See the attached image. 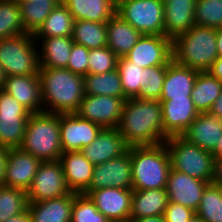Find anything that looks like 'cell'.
<instances>
[{
    "label": "cell",
    "instance_id": "1",
    "mask_svg": "<svg viewBox=\"0 0 222 222\" xmlns=\"http://www.w3.org/2000/svg\"><path fill=\"white\" fill-rule=\"evenodd\" d=\"M117 129L129 147L155 146L170 137L164 131L162 106L158 100L127 99Z\"/></svg>",
    "mask_w": 222,
    "mask_h": 222
},
{
    "label": "cell",
    "instance_id": "2",
    "mask_svg": "<svg viewBox=\"0 0 222 222\" xmlns=\"http://www.w3.org/2000/svg\"><path fill=\"white\" fill-rule=\"evenodd\" d=\"M38 75L44 112H77L85 95L83 76L66 68H40Z\"/></svg>",
    "mask_w": 222,
    "mask_h": 222
},
{
    "label": "cell",
    "instance_id": "3",
    "mask_svg": "<svg viewBox=\"0 0 222 222\" xmlns=\"http://www.w3.org/2000/svg\"><path fill=\"white\" fill-rule=\"evenodd\" d=\"M217 57L214 28L194 25L172 40V60L181 66L206 72Z\"/></svg>",
    "mask_w": 222,
    "mask_h": 222
},
{
    "label": "cell",
    "instance_id": "4",
    "mask_svg": "<svg viewBox=\"0 0 222 222\" xmlns=\"http://www.w3.org/2000/svg\"><path fill=\"white\" fill-rule=\"evenodd\" d=\"M132 189H166L171 168L165 143L155 146H131Z\"/></svg>",
    "mask_w": 222,
    "mask_h": 222
},
{
    "label": "cell",
    "instance_id": "5",
    "mask_svg": "<svg viewBox=\"0 0 222 222\" xmlns=\"http://www.w3.org/2000/svg\"><path fill=\"white\" fill-rule=\"evenodd\" d=\"M59 122L60 114L44 111L30 114L19 148L41 161L59 160L63 153Z\"/></svg>",
    "mask_w": 222,
    "mask_h": 222
},
{
    "label": "cell",
    "instance_id": "6",
    "mask_svg": "<svg viewBox=\"0 0 222 222\" xmlns=\"http://www.w3.org/2000/svg\"><path fill=\"white\" fill-rule=\"evenodd\" d=\"M164 143L169 152L172 169L212 183L214 177L212 152L189 142L182 135L170 136Z\"/></svg>",
    "mask_w": 222,
    "mask_h": 222
},
{
    "label": "cell",
    "instance_id": "7",
    "mask_svg": "<svg viewBox=\"0 0 222 222\" xmlns=\"http://www.w3.org/2000/svg\"><path fill=\"white\" fill-rule=\"evenodd\" d=\"M0 66L6 77L38 75L39 49L33 34L22 33L1 39Z\"/></svg>",
    "mask_w": 222,
    "mask_h": 222
},
{
    "label": "cell",
    "instance_id": "8",
    "mask_svg": "<svg viewBox=\"0 0 222 222\" xmlns=\"http://www.w3.org/2000/svg\"><path fill=\"white\" fill-rule=\"evenodd\" d=\"M116 13L142 35H164V1L131 0L116 9Z\"/></svg>",
    "mask_w": 222,
    "mask_h": 222
},
{
    "label": "cell",
    "instance_id": "9",
    "mask_svg": "<svg viewBox=\"0 0 222 222\" xmlns=\"http://www.w3.org/2000/svg\"><path fill=\"white\" fill-rule=\"evenodd\" d=\"M71 193L59 160L42 161L31 186L26 191L28 202H39Z\"/></svg>",
    "mask_w": 222,
    "mask_h": 222
},
{
    "label": "cell",
    "instance_id": "10",
    "mask_svg": "<svg viewBox=\"0 0 222 222\" xmlns=\"http://www.w3.org/2000/svg\"><path fill=\"white\" fill-rule=\"evenodd\" d=\"M126 100L113 96L84 95L76 114L103 129L117 128Z\"/></svg>",
    "mask_w": 222,
    "mask_h": 222
},
{
    "label": "cell",
    "instance_id": "11",
    "mask_svg": "<svg viewBox=\"0 0 222 222\" xmlns=\"http://www.w3.org/2000/svg\"><path fill=\"white\" fill-rule=\"evenodd\" d=\"M107 187L132 189L130 147L124 154L94 166L91 183L83 194Z\"/></svg>",
    "mask_w": 222,
    "mask_h": 222
},
{
    "label": "cell",
    "instance_id": "12",
    "mask_svg": "<svg viewBox=\"0 0 222 222\" xmlns=\"http://www.w3.org/2000/svg\"><path fill=\"white\" fill-rule=\"evenodd\" d=\"M126 57L143 69L172 61V40L164 35H142Z\"/></svg>",
    "mask_w": 222,
    "mask_h": 222
},
{
    "label": "cell",
    "instance_id": "13",
    "mask_svg": "<svg viewBox=\"0 0 222 222\" xmlns=\"http://www.w3.org/2000/svg\"><path fill=\"white\" fill-rule=\"evenodd\" d=\"M60 142L63 152L80 151L90 144L103 129L76 113L60 114Z\"/></svg>",
    "mask_w": 222,
    "mask_h": 222
},
{
    "label": "cell",
    "instance_id": "14",
    "mask_svg": "<svg viewBox=\"0 0 222 222\" xmlns=\"http://www.w3.org/2000/svg\"><path fill=\"white\" fill-rule=\"evenodd\" d=\"M86 195L111 222H128L131 213L133 189L107 187L89 190Z\"/></svg>",
    "mask_w": 222,
    "mask_h": 222
},
{
    "label": "cell",
    "instance_id": "15",
    "mask_svg": "<svg viewBox=\"0 0 222 222\" xmlns=\"http://www.w3.org/2000/svg\"><path fill=\"white\" fill-rule=\"evenodd\" d=\"M208 184L209 182L192 178L170 168L166 184L169 202L179 203L196 211Z\"/></svg>",
    "mask_w": 222,
    "mask_h": 222
},
{
    "label": "cell",
    "instance_id": "16",
    "mask_svg": "<svg viewBox=\"0 0 222 222\" xmlns=\"http://www.w3.org/2000/svg\"><path fill=\"white\" fill-rule=\"evenodd\" d=\"M41 162L20 148L9 149L4 186L27 191Z\"/></svg>",
    "mask_w": 222,
    "mask_h": 222
},
{
    "label": "cell",
    "instance_id": "17",
    "mask_svg": "<svg viewBox=\"0 0 222 222\" xmlns=\"http://www.w3.org/2000/svg\"><path fill=\"white\" fill-rule=\"evenodd\" d=\"M129 146L117 128H104L98 136L80 152L85 158L97 166L124 154Z\"/></svg>",
    "mask_w": 222,
    "mask_h": 222
},
{
    "label": "cell",
    "instance_id": "18",
    "mask_svg": "<svg viewBox=\"0 0 222 222\" xmlns=\"http://www.w3.org/2000/svg\"><path fill=\"white\" fill-rule=\"evenodd\" d=\"M164 131L169 136L183 135L199 115L192 98L159 100Z\"/></svg>",
    "mask_w": 222,
    "mask_h": 222
},
{
    "label": "cell",
    "instance_id": "19",
    "mask_svg": "<svg viewBox=\"0 0 222 222\" xmlns=\"http://www.w3.org/2000/svg\"><path fill=\"white\" fill-rule=\"evenodd\" d=\"M2 90L14 97L31 114L43 112L39 75L8 76Z\"/></svg>",
    "mask_w": 222,
    "mask_h": 222
},
{
    "label": "cell",
    "instance_id": "20",
    "mask_svg": "<svg viewBox=\"0 0 222 222\" xmlns=\"http://www.w3.org/2000/svg\"><path fill=\"white\" fill-rule=\"evenodd\" d=\"M196 1H164V36L173 40L195 25Z\"/></svg>",
    "mask_w": 222,
    "mask_h": 222
},
{
    "label": "cell",
    "instance_id": "21",
    "mask_svg": "<svg viewBox=\"0 0 222 222\" xmlns=\"http://www.w3.org/2000/svg\"><path fill=\"white\" fill-rule=\"evenodd\" d=\"M59 161L70 191L83 193L91 183L94 165L80 151L63 152Z\"/></svg>",
    "mask_w": 222,
    "mask_h": 222
},
{
    "label": "cell",
    "instance_id": "22",
    "mask_svg": "<svg viewBox=\"0 0 222 222\" xmlns=\"http://www.w3.org/2000/svg\"><path fill=\"white\" fill-rule=\"evenodd\" d=\"M199 71L181 66L173 60L167 65L159 100L191 98Z\"/></svg>",
    "mask_w": 222,
    "mask_h": 222
},
{
    "label": "cell",
    "instance_id": "23",
    "mask_svg": "<svg viewBox=\"0 0 222 222\" xmlns=\"http://www.w3.org/2000/svg\"><path fill=\"white\" fill-rule=\"evenodd\" d=\"M222 135V120L209 112L199 114L182 135L189 142L213 152Z\"/></svg>",
    "mask_w": 222,
    "mask_h": 222
},
{
    "label": "cell",
    "instance_id": "24",
    "mask_svg": "<svg viewBox=\"0 0 222 222\" xmlns=\"http://www.w3.org/2000/svg\"><path fill=\"white\" fill-rule=\"evenodd\" d=\"M75 194L71 192L58 198L28 202L31 222H71Z\"/></svg>",
    "mask_w": 222,
    "mask_h": 222
},
{
    "label": "cell",
    "instance_id": "25",
    "mask_svg": "<svg viewBox=\"0 0 222 222\" xmlns=\"http://www.w3.org/2000/svg\"><path fill=\"white\" fill-rule=\"evenodd\" d=\"M34 39L39 46L40 68L67 69L70 52L74 43L72 36H57Z\"/></svg>",
    "mask_w": 222,
    "mask_h": 222
},
{
    "label": "cell",
    "instance_id": "26",
    "mask_svg": "<svg viewBox=\"0 0 222 222\" xmlns=\"http://www.w3.org/2000/svg\"><path fill=\"white\" fill-rule=\"evenodd\" d=\"M107 47L119 58L125 57L142 34L115 13L107 22Z\"/></svg>",
    "mask_w": 222,
    "mask_h": 222
},
{
    "label": "cell",
    "instance_id": "27",
    "mask_svg": "<svg viewBox=\"0 0 222 222\" xmlns=\"http://www.w3.org/2000/svg\"><path fill=\"white\" fill-rule=\"evenodd\" d=\"M168 202L166 189L133 190L130 218L164 215Z\"/></svg>",
    "mask_w": 222,
    "mask_h": 222
},
{
    "label": "cell",
    "instance_id": "28",
    "mask_svg": "<svg viewBox=\"0 0 222 222\" xmlns=\"http://www.w3.org/2000/svg\"><path fill=\"white\" fill-rule=\"evenodd\" d=\"M76 20L107 22L115 13L111 0H62Z\"/></svg>",
    "mask_w": 222,
    "mask_h": 222
},
{
    "label": "cell",
    "instance_id": "29",
    "mask_svg": "<svg viewBox=\"0 0 222 222\" xmlns=\"http://www.w3.org/2000/svg\"><path fill=\"white\" fill-rule=\"evenodd\" d=\"M222 92V81L209 72H199L192 89L191 98L199 114L209 112Z\"/></svg>",
    "mask_w": 222,
    "mask_h": 222
},
{
    "label": "cell",
    "instance_id": "30",
    "mask_svg": "<svg viewBox=\"0 0 222 222\" xmlns=\"http://www.w3.org/2000/svg\"><path fill=\"white\" fill-rule=\"evenodd\" d=\"M74 19L66 6L60 2L46 17L34 38L72 36Z\"/></svg>",
    "mask_w": 222,
    "mask_h": 222
},
{
    "label": "cell",
    "instance_id": "31",
    "mask_svg": "<svg viewBox=\"0 0 222 222\" xmlns=\"http://www.w3.org/2000/svg\"><path fill=\"white\" fill-rule=\"evenodd\" d=\"M60 2L62 0H18L25 32L34 34Z\"/></svg>",
    "mask_w": 222,
    "mask_h": 222
},
{
    "label": "cell",
    "instance_id": "32",
    "mask_svg": "<svg viewBox=\"0 0 222 222\" xmlns=\"http://www.w3.org/2000/svg\"><path fill=\"white\" fill-rule=\"evenodd\" d=\"M85 95L113 96L127 99L122 89L120 74L117 69L103 74H86L84 76Z\"/></svg>",
    "mask_w": 222,
    "mask_h": 222
},
{
    "label": "cell",
    "instance_id": "33",
    "mask_svg": "<svg viewBox=\"0 0 222 222\" xmlns=\"http://www.w3.org/2000/svg\"><path fill=\"white\" fill-rule=\"evenodd\" d=\"M72 39L89 50L107 46L106 22L76 20L73 23Z\"/></svg>",
    "mask_w": 222,
    "mask_h": 222
},
{
    "label": "cell",
    "instance_id": "34",
    "mask_svg": "<svg viewBox=\"0 0 222 222\" xmlns=\"http://www.w3.org/2000/svg\"><path fill=\"white\" fill-rule=\"evenodd\" d=\"M29 116H0V146L19 148L23 142Z\"/></svg>",
    "mask_w": 222,
    "mask_h": 222
},
{
    "label": "cell",
    "instance_id": "35",
    "mask_svg": "<svg viewBox=\"0 0 222 222\" xmlns=\"http://www.w3.org/2000/svg\"><path fill=\"white\" fill-rule=\"evenodd\" d=\"M122 89L127 99L135 98L143 88V68L131 62L126 56L118 59Z\"/></svg>",
    "mask_w": 222,
    "mask_h": 222
},
{
    "label": "cell",
    "instance_id": "36",
    "mask_svg": "<svg viewBox=\"0 0 222 222\" xmlns=\"http://www.w3.org/2000/svg\"><path fill=\"white\" fill-rule=\"evenodd\" d=\"M195 212L204 222H222V193L219 185L209 183L206 186Z\"/></svg>",
    "mask_w": 222,
    "mask_h": 222
},
{
    "label": "cell",
    "instance_id": "37",
    "mask_svg": "<svg viewBox=\"0 0 222 222\" xmlns=\"http://www.w3.org/2000/svg\"><path fill=\"white\" fill-rule=\"evenodd\" d=\"M26 33L18 0H0V40Z\"/></svg>",
    "mask_w": 222,
    "mask_h": 222
},
{
    "label": "cell",
    "instance_id": "38",
    "mask_svg": "<svg viewBox=\"0 0 222 222\" xmlns=\"http://www.w3.org/2000/svg\"><path fill=\"white\" fill-rule=\"evenodd\" d=\"M28 200L26 191L0 186V222H5L27 209Z\"/></svg>",
    "mask_w": 222,
    "mask_h": 222
},
{
    "label": "cell",
    "instance_id": "39",
    "mask_svg": "<svg viewBox=\"0 0 222 222\" xmlns=\"http://www.w3.org/2000/svg\"><path fill=\"white\" fill-rule=\"evenodd\" d=\"M195 25L214 29L222 27V0H197Z\"/></svg>",
    "mask_w": 222,
    "mask_h": 222
},
{
    "label": "cell",
    "instance_id": "40",
    "mask_svg": "<svg viewBox=\"0 0 222 222\" xmlns=\"http://www.w3.org/2000/svg\"><path fill=\"white\" fill-rule=\"evenodd\" d=\"M71 222H111L100 211L88 195L76 193L72 206Z\"/></svg>",
    "mask_w": 222,
    "mask_h": 222
},
{
    "label": "cell",
    "instance_id": "41",
    "mask_svg": "<svg viewBox=\"0 0 222 222\" xmlns=\"http://www.w3.org/2000/svg\"><path fill=\"white\" fill-rule=\"evenodd\" d=\"M166 69L167 66H152L143 69V88L136 98L159 101Z\"/></svg>",
    "mask_w": 222,
    "mask_h": 222
},
{
    "label": "cell",
    "instance_id": "42",
    "mask_svg": "<svg viewBox=\"0 0 222 222\" xmlns=\"http://www.w3.org/2000/svg\"><path fill=\"white\" fill-rule=\"evenodd\" d=\"M119 57L107 46L89 51L88 74H103L117 69Z\"/></svg>",
    "mask_w": 222,
    "mask_h": 222
},
{
    "label": "cell",
    "instance_id": "43",
    "mask_svg": "<svg viewBox=\"0 0 222 222\" xmlns=\"http://www.w3.org/2000/svg\"><path fill=\"white\" fill-rule=\"evenodd\" d=\"M89 51L87 47L73 43L67 69L83 77L88 74Z\"/></svg>",
    "mask_w": 222,
    "mask_h": 222
},
{
    "label": "cell",
    "instance_id": "44",
    "mask_svg": "<svg viewBox=\"0 0 222 222\" xmlns=\"http://www.w3.org/2000/svg\"><path fill=\"white\" fill-rule=\"evenodd\" d=\"M30 114L14 97L0 89V116H30Z\"/></svg>",
    "mask_w": 222,
    "mask_h": 222
},
{
    "label": "cell",
    "instance_id": "45",
    "mask_svg": "<svg viewBox=\"0 0 222 222\" xmlns=\"http://www.w3.org/2000/svg\"><path fill=\"white\" fill-rule=\"evenodd\" d=\"M196 212L188 207H185L179 203L168 202L164 212L166 222H186Z\"/></svg>",
    "mask_w": 222,
    "mask_h": 222
},
{
    "label": "cell",
    "instance_id": "46",
    "mask_svg": "<svg viewBox=\"0 0 222 222\" xmlns=\"http://www.w3.org/2000/svg\"><path fill=\"white\" fill-rule=\"evenodd\" d=\"M8 153V148L0 146V186H4Z\"/></svg>",
    "mask_w": 222,
    "mask_h": 222
},
{
    "label": "cell",
    "instance_id": "47",
    "mask_svg": "<svg viewBox=\"0 0 222 222\" xmlns=\"http://www.w3.org/2000/svg\"><path fill=\"white\" fill-rule=\"evenodd\" d=\"M207 72H209L219 81H222V55L217 57V59L214 61L211 68Z\"/></svg>",
    "mask_w": 222,
    "mask_h": 222
},
{
    "label": "cell",
    "instance_id": "48",
    "mask_svg": "<svg viewBox=\"0 0 222 222\" xmlns=\"http://www.w3.org/2000/svg\"><path fill=\"white\" fill-rule=\"evenodd\" d=\"M212 183L222 185V157L214 158V177Z\"/></svg>",
    "mask_w": 222,
    "mask_h": 222
},
{
    "label": "cell",
    "instance_id": "49",
    "mask_svg": "<svg viewBox=\"0 0 222 222\" xmlns=\"http://www.w3.org/2000/svg\"><path fill=\"white\" fill-rule=\"evenodd\" d=\"M209 113L222 120V92L217 100L212 104Z\"/></svg>",
    "mask_w": 222,
    "mask_h": 222
},
{
    "label": "cell",
    "instance_id": "50",
    "mask_svg": "<svg viewBox=\"0 0 222 222\" xmlns=\"http://www.w3.org/2000/svg\"><path fill=\"white\" fill-rule=\"evenodd\" d=\"M128 222H166L164 215L130 218Z\"/></svg>",
    "mask_w": 222,
    "mask_h": 222
},
{
    "label": "cell",
    "instance_id": "51",
    "mask_svg": "<svg viewBox=\"0 0 222 222\" xmlns=\"http://www.w3.org/2000/svg\"><path fill=\"white\" fill-rule=\"evenodd\" d=\"M5 222H31L28 209L16 216L10 217Z\"/></svg>",
    "mask_w": 222,
    "mask_h": 222
},
{
    "label": "cell",
    "instance_id": "52",
    "mask_svg": "<svg viewBox=\"0 0 222 222\" xmlns=\"http://www.w3.org/2000/svg\"><path fill=\"white\" fill-rule=\"evenodd\" d=\"M216 43L218 56L222 55V27L216 29Z\"/></svg>",
    "mask_w": 222,
    "mask_h": 222
},
{
    "label": "cell",
    "instance_id": "53",
    "mask_svg": "<svg viewBox=\"0 0 222 222\" xmlns=\"http://www.w3.org/2000/svg\"><path fill=\"white\" fill-rule=\"evenodd\" d=\"M214 158H221L222 157V135L220 136L215 150L212 152Z\"/></svg>",
    "mask_w": 222,
    "mask_h": 222
},
{
    "label": "cell",
    "instance_id": "54",
    "mask_svg": "<svg viewBox=\"0 0 222 222\" xmlns=\"http://www.w3.org/2000/svg\"><path fill=\"white\" fill-rule=\"evenodd\" d=\"M127 1H131V0H111V4L112 6L117 9L118 7H120L123 3L127 2Z\"/></svg>",
    "mask_w": 222,
    "mask_h": 222
},
{
    "label": "cell",
    "instance_id": "55",
    "mask_svg": "<svg viewBox=\"0 0 222 222\" xmlns=\"http://www.w3.org/2000/svg\"><path fill=\"white\" fill-rule=\"evenodd\" d=\"M5 80H6V75L4 73L3 68L0 66V89H2Z\"/></svg>",
    "mask_w": 222,
    "mask_h": 222
},
{
    "label": "cell",
    "instance_id": "56",
    "mask_svg": "<svg viewBox=\"0 0 222 222\" xmlns=\"http://www.w3.org/2000/svg\"><path fill=\"white\" fill-rule=\"evenodd\" d=\"M186 222H204V221L197 214H195Z\"/></svg>",
    "mask_w": 222,
    "mask_h": 222
},
{
    "label": "cell",
    "instance_id": "57",
    "mask_svg": "<svg viewBox=\"0 0 222 222\" xmlns=\"http://www.w3.org/2000/svg\"><path fill=\"white\" fill-rule=\"evenodd\" d=\"M219 187H220V191H221V193H222V185H219Z\"/></svg>",
    "mask_w": 222,
    "mask_h": 222
}]
</instances>
